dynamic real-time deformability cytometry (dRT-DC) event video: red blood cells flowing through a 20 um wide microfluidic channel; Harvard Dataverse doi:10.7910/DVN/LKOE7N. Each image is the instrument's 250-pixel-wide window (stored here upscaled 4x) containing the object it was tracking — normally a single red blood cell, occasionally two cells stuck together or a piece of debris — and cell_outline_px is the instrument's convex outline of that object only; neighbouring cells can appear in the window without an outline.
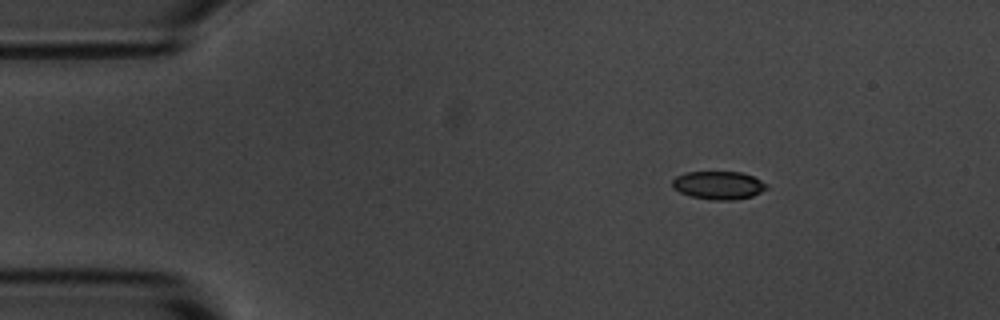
{"species": "common noctule bat (a hibernating species)", "species_latin": "Nyctalus noctula", "temperature_condition": "room temperature", "stored_images_in_passage": 5, "camera_frame_rate_fps": 3000, "um_per_image_px": 0.085, "animal": {"sex": "male", "body_mass_g": 20.1, "forearm_length_mm": 53.5}, "frame": {"image": 1, "passage_image": 1, "time_ms": 0.0, "image_size_px": [1000, 320], "cell_outline_px": [[768, 188], [752, 196], [732, 200], [712, 200], [692, 196], [680, 192], [672, 188], [672, 180], [676, 176], [688, 172], [740, 172], [752, 176], [768, 184]], "centroid_in_image_um": [61.07, 15.74], "position_along_channel_um": 23.9, "area_um2": 15.37}}
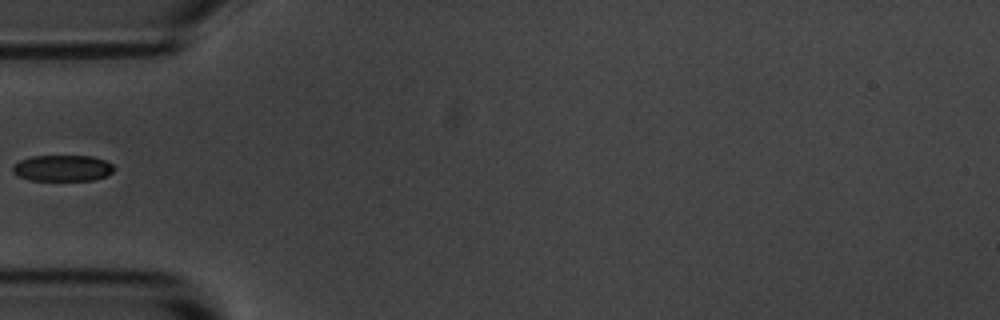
{"frame": {"image": 2, "passage_image": 4, "time_ms": 3.333, "image_size_px": [1000, 320], "cell_outline_px": [[116, 168], [112, 172], [104, 176], [92, 180], [28, 180], [12, 172], [12, 168], [20, 160], [32, 156], [92, 156], [104, 160], [112, 164]], "centroid_in_image_um": [5.32, 14.29], "position_along_channel_um": 79.7, "area_um2": 15.32}}